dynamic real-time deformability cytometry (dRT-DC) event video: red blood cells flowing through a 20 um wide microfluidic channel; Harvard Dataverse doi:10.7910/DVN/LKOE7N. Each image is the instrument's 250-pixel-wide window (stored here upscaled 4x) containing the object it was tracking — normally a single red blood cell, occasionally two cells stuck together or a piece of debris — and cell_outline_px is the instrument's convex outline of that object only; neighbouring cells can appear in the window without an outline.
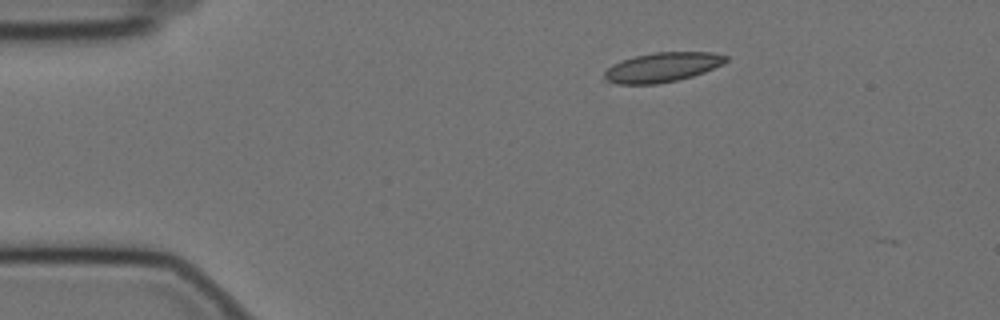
{"species": "Egyptian fruit bat (a non-hibernating species)", "species_latin": "Rousettus aegyptiacus", "temperature_condition": "cold", "stored_images_in_passage": 4, "camera_frame_rate_fps": 3000, "um_per_image_px": 0.085, "animal": {"sex": "female"}, "frame": {"image": 1, "passage_image": 1, "time_ms": 0.0, "image_size_px": [1000, 320], "cell_outline_px": [[728, 60], [724, 64], [704, 72], [692, 76], [676, 80], [656, 84], [616, 84], [608, 80], [604, 76], [604, 72], [612, 64], [636, 56], [656, 52], [712, 52], [728, 56]], "centroid_in_image_um": [56.33, 5.71], "position_along_channel_um": 28.7, "area_um2": 20.75}}